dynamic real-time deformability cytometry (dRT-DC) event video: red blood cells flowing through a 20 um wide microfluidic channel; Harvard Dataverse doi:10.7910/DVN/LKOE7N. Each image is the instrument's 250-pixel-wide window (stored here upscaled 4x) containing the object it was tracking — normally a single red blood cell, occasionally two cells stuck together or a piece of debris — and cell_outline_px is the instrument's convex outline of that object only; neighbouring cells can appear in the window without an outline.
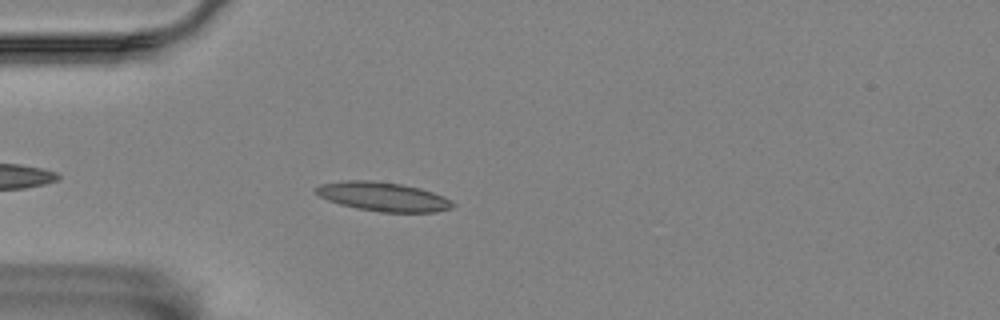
{"species": "Egyptian fruit bat (a non-hibernating species)", "species_latin": "Rousettus aegyptiacus", "temperature_condition": "room temperature", "stored_images_in_passage": 33, "camera_frame_rate_fps": 3000, "um_per_image_px": 0.085, "animal": {"sex": "female"}, "frame": {"image": 1, "passage_image": 5, "time_ms": 1.333, "image_size_px": [1000, 320], "cell_outline_px": [[456, 204], [452, 208], [436, 212], [380, 212], [356, 208], [340, 204], [328, 200], [320, 196], [312, 188], [320, 184], [344, 180], [372, 180], [400, 184], [420, 188], [444, 196], [452, 200]], "centroid_in_image_um": [32.57, 16.71], "position_along_channel_um": 52.4, "area_um2": 23.29}}
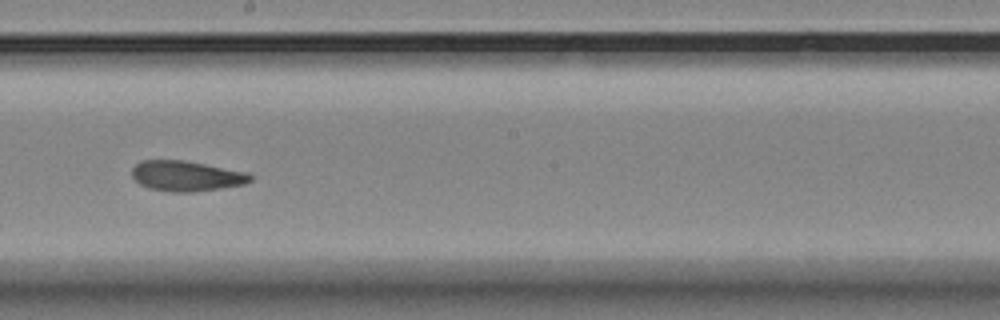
{"frame": {"image": 2, "passage_image": 21, "time_ms": 6.667, "image_size_px": [1000, 320], "cell_outline_px": [[252, 180], [244, 184], [220, 188], [192, 192], [172, 192], [148, 188], [140, 184], [132, 176], [132, 168], [140, 160], [184, 160], [248, 172], [252, 176]], "centroid_in_image_um": [15.83, 14.95], "position_along_channel_um": 232.4, "area_um2": 20.92}}
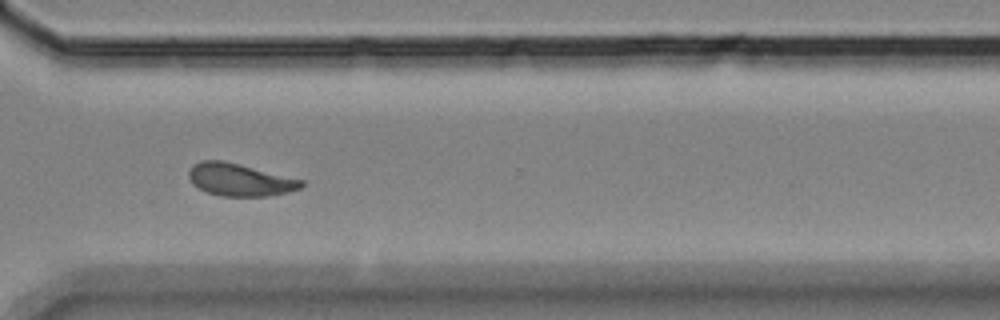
{"frame": {"image": 3, "passage_image": 31, "time_ms": 10.0, "image_size_px": [1000, 320], "cell_outline_px": [[304, 184], [300, 188], [288, 192], [268, 196], [220, 196], [208, 192], [192, 184], [188, 176], [188, 172], [192, 164], [200, 160], [224, 160], [304, 180]], "centroid_in_image_um": [20.36, 15.27], "position_along_channel_um": 350.2, "area_um2": 21.39}, "authors_computed_cell_mechanics": {"area_um2": 21.2126, "velocity_mm_per_s": 3.5319, "shape_relaxation_time_tau1_ms": null, "shape_relaxation_time_tau2_ms": 2.8209, "deformation_change_tau1": null, "deformation_change_tau2": 0.0932}}